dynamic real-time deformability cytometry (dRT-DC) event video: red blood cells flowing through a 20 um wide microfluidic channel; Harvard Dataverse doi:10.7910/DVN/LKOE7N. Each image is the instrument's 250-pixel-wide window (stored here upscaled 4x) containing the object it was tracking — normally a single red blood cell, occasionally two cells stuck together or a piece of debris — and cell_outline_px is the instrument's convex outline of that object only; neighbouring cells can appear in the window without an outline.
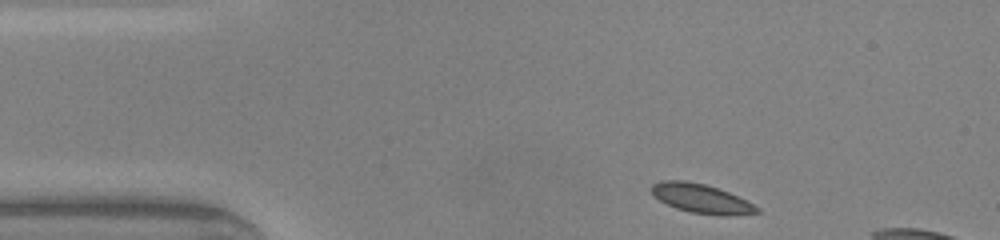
{"species": "common noctule bat (a hibernating species)", "species_latin": "Nyctalus noctula", "temperature_condition": "warm", "stored_images_in_passage": 42, "camera_frame_rate_fps": 3000, "um_per_image_px": 0.085, "animal": {"sex": "male", "body_mass_g": 20.0, "forearm_length_mm": 53.3}, "frame": {"image": 1, "passage_image": 1, "time_ms": 0.0, "image_size_px": [1000, 240], "cell_outline_px": [[760, 212], [728, 216], [724, 216], [692, 212], [676, 208], [660, 200], [652, 192], [652, 184], [660, 180], [684, 180], [704, 184], [728, 192], [760, 208]], "centroid_in_image_um": [59.6, 16.87], "position_along_channel_um": 25.4, "area_um2": 17.51}}
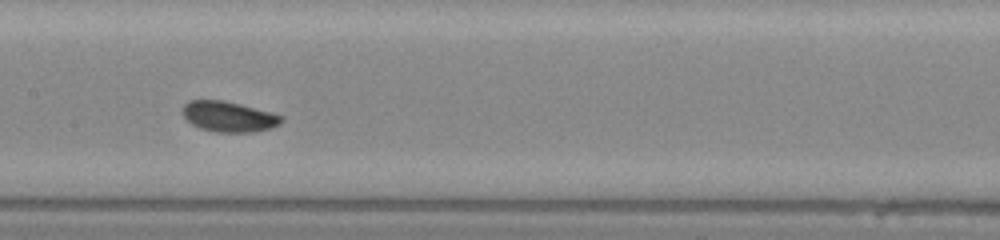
{"frame": {"image": 2, "passage_image": 17, "time_ms": 5.333, "image_size_px": [1000, 240], "cell_outline_px": [[284, 120], [280, 124], [272, 128], [252, 132], [216, 132], [200, 128], [192, 124], [184, 116], [184, 104], [188, 100], [224, 100], [272, 112], [284, 116]], "centroid_in_image_um": [19.49, 9.91], "position_along_channel_um": 187.9, "area_um2": 17.57}}
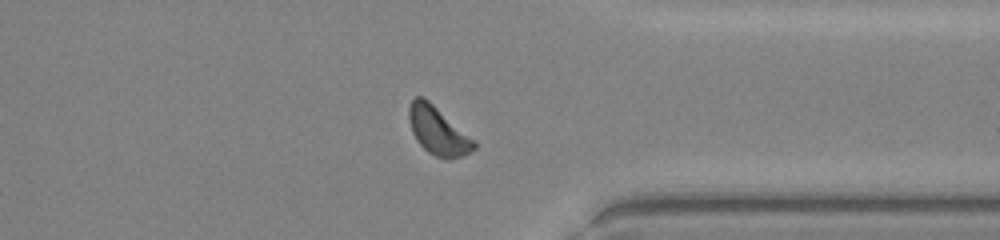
{"frame": {"image": 3, "passage_image": 31, "time_ms": 10.0, "image_size_px": [1000, 240], "cell_outline_px": [[476, 148], [464, 156], [452, 160], [448, 160], [436, 156], [428, 152], [416, 140], [412, 132], [408, 120], [408, 108], [412, 100], [416, 96], [424, 96], [476, 140]], "centroid_in_image_um": [37.24, 11.12], "position_along_channel_um": 374.2, "area_um2": 18.61}, "authors_computed_cell_mechanics": {"area_um2": 17.5423, "velocity_mm_per_s": 4.135, "shape_relaxation_time_tau1_ms": 3.7495, "shape_relaxation_time_tau2_ms": null, "deformation_change_tau1": 0.0961, "deformation_change_tau2": null}}